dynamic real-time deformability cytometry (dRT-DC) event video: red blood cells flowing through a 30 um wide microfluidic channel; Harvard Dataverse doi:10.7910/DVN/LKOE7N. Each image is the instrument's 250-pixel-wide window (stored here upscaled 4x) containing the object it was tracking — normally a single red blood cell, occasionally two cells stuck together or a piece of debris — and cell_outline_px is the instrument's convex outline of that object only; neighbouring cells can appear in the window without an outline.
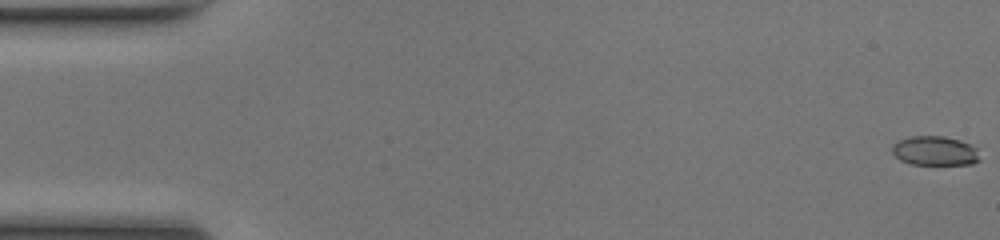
{"species": "common noctule bat (a hibernating species)", "species_latin": "Nyctalus noctula", "temperature_condition": "room temperature", "stored_images_in_passage": 51, "camera_frame_rate_fps": 3000, "um_per_image_px": 0.085, "animal": {"sex": "female", "body_mass_g": 17.0, "forearm_length_mm": 48.0}, "frame": {"image": 1, "passage_image": 1, "time_ms": 0.0, "image_size_px": [1000, 240], "cell_outline_px": [[980, 160], [972, 164], [912, 164], [900, 160], [892, 152], [892, 144], [908, 136], [944, 136], [960, 140], [972, 144], [976, 148]], "centroid_in_image_um": [79.47, 12.81], "position_along_channel_um": 5.5, "area_um2": 15.03}}
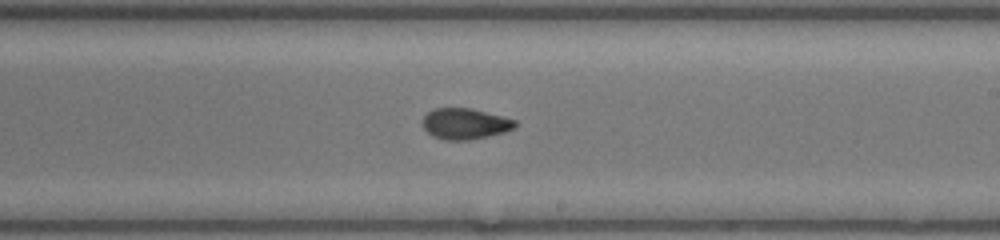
{"frame": {"image": 2, "passage_image": 30, "time_ms": 9.667, "image_size_px": [1000, 240], "cell_outline_px": [[516, 128], [504, 132], [488, 136], [468, 140], [444, 140], [432, 136], [420, 124], [424, 116], [432, 108], [472, 108], [516, 120]], "centroid_in_image_um": [39.5, 10.52], "position_along_channel_um": 249.5, "area_um2": 16.82}}
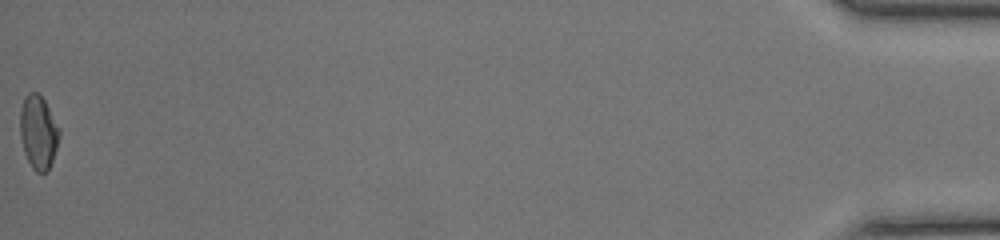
{"frame": {"image": 3, "passage_image": 51, "time_ms": 16.667, "image_size_px": [1000, 240], "cell_outline_px": [[60, 136], [48, 172], [36, 172], [32, 168], [24, 152], [20, 136], [20, 112], [24, 96], [28, 92], [36, 92], [44, 100], [60, 128]], "centroid_in_image_um": [3.25, 11.23], "position_along_channel_um": 431.9, "area_um2": 16.82}, "authors_computed_cell_mechanics": {"area_um2": 16.8198, "velocity_mm_per_s": 4.1707, "shape_relaxation_time_tau1_ms": null, "shape_relaxation_time_tau2_ms": 1.3472, "deformation_change_tau1": null, "deformation_change_tau2": 0.0627}}